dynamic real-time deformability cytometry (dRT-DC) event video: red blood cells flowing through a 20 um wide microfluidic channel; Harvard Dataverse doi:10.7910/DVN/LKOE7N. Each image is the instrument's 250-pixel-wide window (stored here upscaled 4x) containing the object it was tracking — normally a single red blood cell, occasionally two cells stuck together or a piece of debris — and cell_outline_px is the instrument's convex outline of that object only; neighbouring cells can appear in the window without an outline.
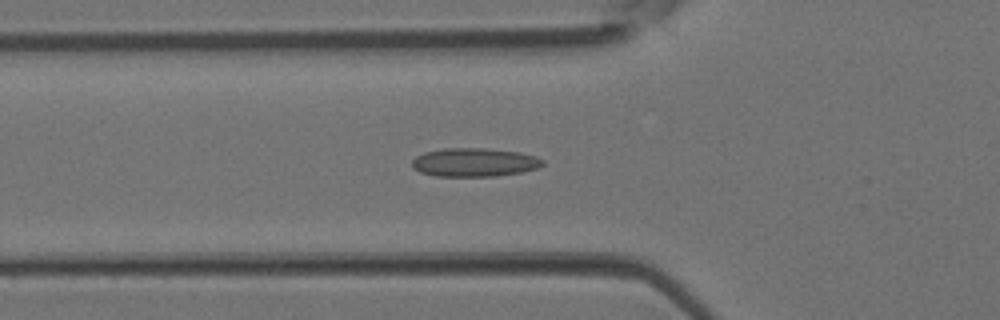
{"species": "Egyptian fruit bat (a non-hibernating species)", "species_latin": "Rousettus aegyptiacus", "temperature_condition": "room temperature", "stored_images_in_passage": 38, "camera_frame_rate_fps": 3000, "um_per_image_px": 0.085, "animal": {"sex": "female"}, "frame": {"image": 1, "passage_image": 14, "time_ms": 4.333, "image_size_px": [1000, 320], "cell_outline_px": [[544, 164], [536, 168], [520, 172], [492, 176], [436, 176], [420, 172], [412, 168], [412, 160], [416, 156], [424, 152], [444, 148], [484, 148], [520, 152], [536, 156], [544, 160]], "centroid_in_image_um": [40.3, 13.79], "position_along_channel_um": 85.5, "area_um2": 21.73}}
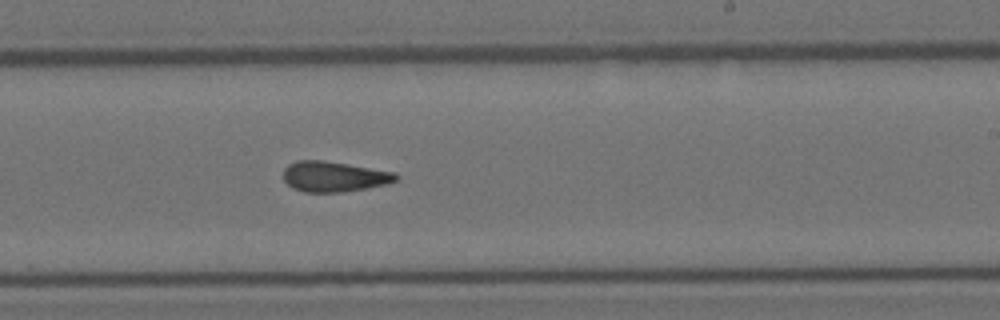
{"frame": {"image": 2, "passage_image": 25, "time_ms": 8.0, "image_size_px": [1000, 320], "cell_outline_px": [[400, 176], [396, 180], [388, 184], [368, 188], [340, 192], [304, 192], [292, 188], [284, 180], [284, 168], [288, 164], [296, 160], [324, 160], [396, 172]], "centroid_in_image_um": [28.4, 15.0], "position_along_channel_um": 260.6, "area_um2": 20.11}}
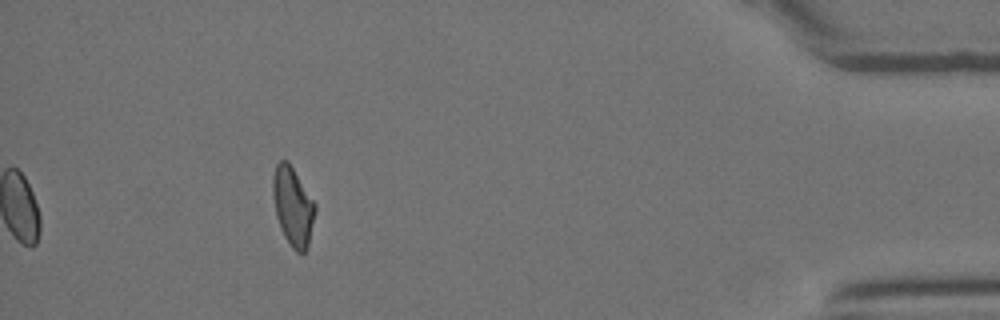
{"frame": {"image": 3, "passage_image": 38, "time_ms": 12.333, "image_size_px": [1000, 320], "cell_outline_px": [[316, 212], [308, 244], [304, 252], [296, 252], [292, 248], [284, 236], [280, 228], [276, 216], [272, 196], [272, 176], [276, 164], [280, 160], [288, 160], [316, 204]], "centroid_in_image_um": [24.88, 17.51], "position_along_channel_um": 410.3, "area_um2": 19.54}}